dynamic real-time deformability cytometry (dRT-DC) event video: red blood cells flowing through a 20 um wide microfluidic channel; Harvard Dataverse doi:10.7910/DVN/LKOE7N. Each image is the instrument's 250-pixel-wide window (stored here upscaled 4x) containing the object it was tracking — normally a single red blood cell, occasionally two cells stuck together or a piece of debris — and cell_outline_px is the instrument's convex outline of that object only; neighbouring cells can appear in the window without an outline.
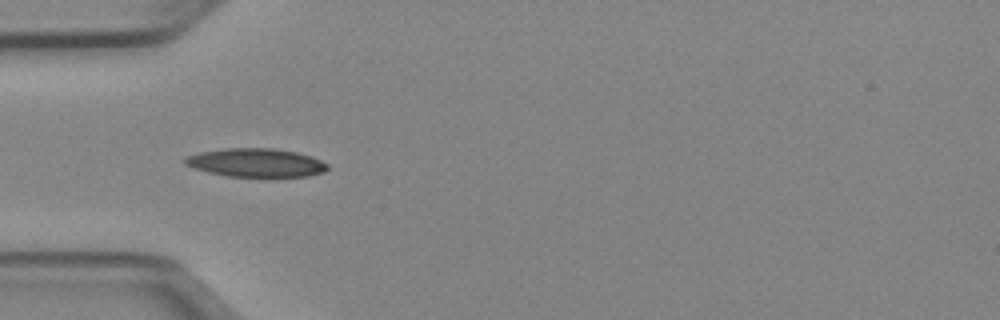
{"species": "Egyptian fruit bat (a non-hibernating species)", "species_latin": "Rousettus aegyptiacus", "temperature_condition": "cold", "stored_images_in_passage": 36, "camera_frame_rate_fps": 3000, "um_per_image_px": 0.085, "animal": {"sex": "female"}, "frame": {"image": 1, "passage_image": 1, "time_ms": 0.0, "image_size_px": [1000, 320], "cell_outline_px": [[328, 168], [324, 172], [308, 176], [228, 176], [208, 172], [192, 168], [184, 164], [184, 160], [188, 156], [200, 152], [224, 148], [272, 148], [296, 152], [312, 156], [328, 164]], "centroid_in_image_um": [21.76, 13.82], "position_along_channel_um": 63.2, "area_um2": 23.58}}
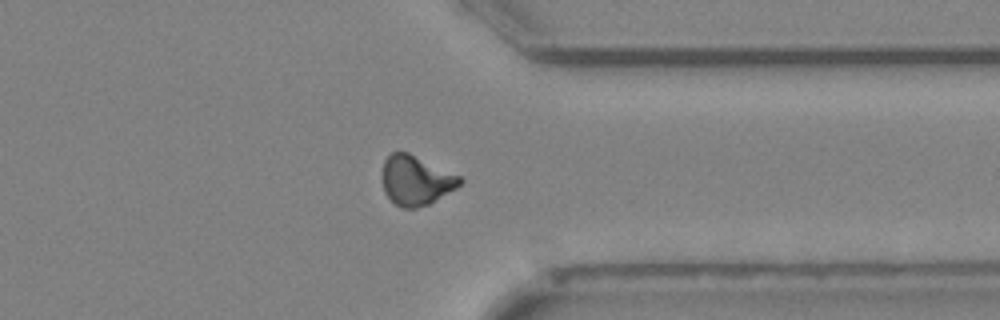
{"frame": {"image": 2, "passage_image": 25, "time_ms": 8.0, "image_size_px": [1000, 320], "cell_outline_px": [[464, 180], [456, 188], [428, 204], [416, 208], [400, 208], [384, 192], [380, 176], [384, 160], [392, 152], [408, 152], [460, 176]], "centroid_in_image_um": [35.31, 15.32], "position_along_channel_um": 376.1, "area_um2": 22.43}}
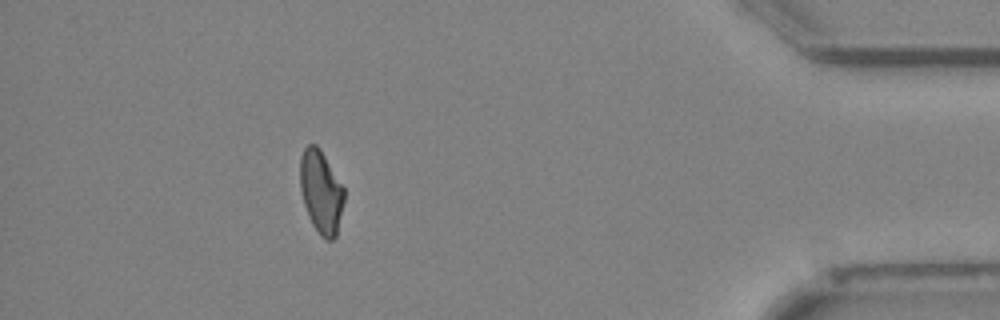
{"frame": {"image": 3, "passage_image": 31, "time_ms": 10.0, "image_size_px": [1000, 320], "cell_outline_px": [[344, 200], [336, 236], [332, 240], [324, 240], [320, 236], [312, 224], [308, 216], [304, 204], [300, 188], [300, 156], [304, 148], [308, 144], [316, 144], [320, 148], [344, 188]], "centroid_in_image_um": [27.27, 16.31], "position_along_channel_um": 407.9, "area_um2": 21.33}, "authors_computed_cell_mechanics": {"area_um2": 22.2819, "velocity_mm_per_s": 3.9665, "shape_relaxation_time_tau1_ms": 7.5563, "shape_relaxation_time_tau2_ms": null, "deformation_change_tau1": 0.1724, "deformation_change_tau2": null}}